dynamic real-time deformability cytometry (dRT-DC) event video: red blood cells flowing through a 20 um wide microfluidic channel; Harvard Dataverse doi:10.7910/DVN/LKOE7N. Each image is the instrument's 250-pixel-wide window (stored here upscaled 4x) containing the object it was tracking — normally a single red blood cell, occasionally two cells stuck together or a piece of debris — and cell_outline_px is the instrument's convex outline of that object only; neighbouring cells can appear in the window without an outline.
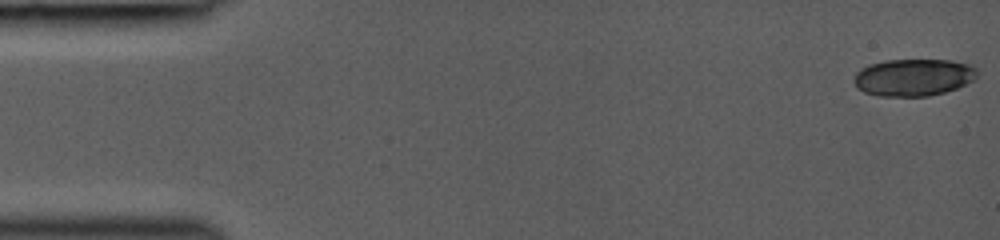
{"species": "common noctule bat (a hibernating species)", "species_latin": "Nyctalus noctula", "temperature_condition": "room temperature", "stored_images_in_passage": 15, "camera_frame_rate_fps": 3000, "um_per_image_px": 0.085, "animal": {"sex": "female", "body_mass_g": 19.0, "forearm_length_mm": 53.3}, "frame": {"image": 1, "passage_image": 1, "time_ms": 0.0, "image_size_px": [1000, 240], "cell_outline_px": [[980, 72], [972, 80], [956, 88], [944, 92], [928, 96], [880, 96], [864, 92], [856, 88], [852, 80], [856, 72], [860, 68], [868, 64], [884, 60], [952, 60], [972, 64]], "centroid_in_image_um": [77.62, 6.56], "position_along_channel_um": 7.4, "area_um2": 26.99}}
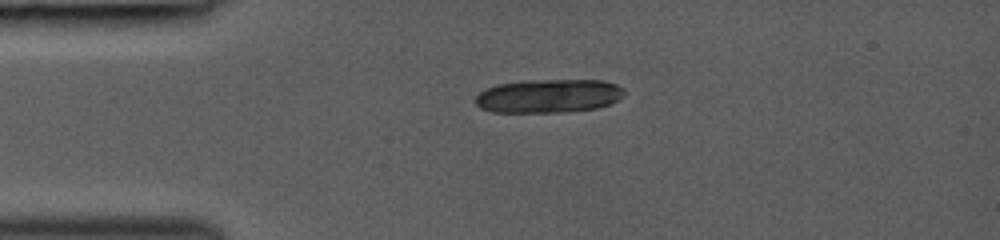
{"frame": {"image": 2, "passage_image": 10, "time_ms": 3.333, "image_size_px": [1000, 240], "cell_outline_px": [[628, 92], [624, 96], [608, 104], [596, 108], [564, 112], [492, 112], [480, 108], [476, 104], [476, 96], [484, 88], [496, 84], [528, 80], [604, 80], [616, 84], [624, 88]], "centroid_in_image_um": [46.64, 8.15], "position_along_channel_um": 38.4, "area_um2": 29.42}}